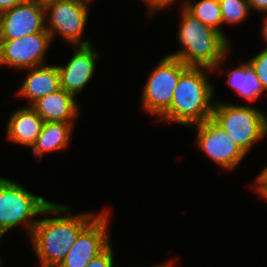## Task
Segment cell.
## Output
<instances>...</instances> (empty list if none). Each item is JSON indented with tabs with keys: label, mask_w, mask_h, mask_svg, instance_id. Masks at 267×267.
<instances>
[{
	"label": "cell",
	"mask_w": 267,
	"mask_h": 267,
	"mask_svg": "<svg viewBox=\"0 0 267 267\" xmlns=\"http://www.w3.org/2000/svg\"><path fill=\"white\" fill-rule=\"evenodd\" d=\"M255 191L261 195L262 198L267 200V185H254Z\"/></svg>",
	"instance_id": "484cf974"
},
{
	"label": "cell",
	"mask_w": 267,
	"mask_h": 267,
	"mask_svg": "<svg viewBox=\"0 0 267 267\" xmlns=\"http://www.w3.org/2000/svg\"><path fill=\"white\" fill-rule=\"evenodd\" d=\"M72 125V122H44L32 146L35 156L41 160L45 153L66 148L71 139Z\"/></svg>",
	"instance_id": "2e32d148"
},
{
	"label": "cell",
	"mask_w": 267,
	"mask_h": 267,
	"mask_svg": "<svg viewBox=\"0 0 267 267\" xmlns=\"http://www.w3.org/2000/svg\"><path fill=\"white\" fill-rule=\"evenodd\" d=\"M43 124V119L31 106L16 109L7 123V138L14 143L32 147Z\"/></svg>",
	"instance_id": "9a60e30c"
},
{
	"label": "cell",
	"mask_w": 267,
	"mask_h": 267,
	"mask_svg": "<svg viewBox=\"0 0 267 267\" xmlns=\"http://www.w3.org/2000/svg\"><path fill=\"white\" fill-rule=\"evenodd\" d=\"M248 62L262 83L264 91H267V47Z\"/></svg>",
	"instance_id": "ffe728a7"
},
{
	"label": "cell",
	"mask_w": 267,
	"mask_h": 267,
	"mask_svg": "<svg viewBox=\"0 0 267 267\" xmlns=\"http://www.w3.org/2000/svg\"><path fill=\"white\" fill-rule=\"evenodd\" d=\"M250 9L267 14V0H248Z\"/></svg>",
	"instance_id": "cb8c5ba5"
},
{
	"label": "cell",
	"mask_w": 267,
	"mask_h": 267,
	"mask_svg": "<svg viewBox=\"0 0 267 267\" xmlns=\"http://www.w3.org/2000/svg\"><path fill=\"white\" fill-rule=\"evenodd\" d=\"M75 100L72 94L60 88L35 101L31 107L44 122H72L79 108Z\"/></svg>",
	"instance_id": "4fadbf2b"
},
{
	"label": "cell",
	"mask_w": 267,
	"mask_h": 267,
	"mask_svg": "<svg viewBox=\"0 0 267 267\" xmlns=\"http://www.w3.org/2000/svg\"><path fill=\"white\" fill-rule=\"evenodd\" d=\"M52 202L34 195L19 183L0 177V241L14 226L25 224L31 234L38 215L51 214Z\"/></svg>",
	"instance_id": "277c9868"
},
{
	"label": "cell",
	"mask_w": 267,
	"mask_h": 267,
	"mask_svg": "<svg viewBox=\"0 0 267 267\" xmlns=\"http://www.w3.org/2000/svg\"><path fill=\"white\" fill-rule=\"evenodd\" d=\"M255 185H267V166L256 177Z\"/></svg>",
	"instance_id": "d4e9b609"
},
{
	"label": "cell",
	"mask_w": 267,
	"mask_h": 267,
	"mask_svg": "<svg viewBox=\"0 0 267 267\" xmlns=\"http://www.w3.org/2000/svg\"><path fill=\"white\" fill-rule=\"evenodd\" d=\"M28 77L18 90V95L31 106L40 98L60 89V74L57 65H41L29 68Z\"/></svg>",
	"instance_id": "5bb4252c"
},
{
	"label": "cell",
	"mask_w": 267,
	"mask_h": 267,
	"mask_svg": "<svg viewBox=\"0 0 267 267\" xmlns=\"http://www.w3.org/2000/svg\"><path fill=\"white\" fill-rule=\"evenodd\" d=\"M262 36L264 37V41H266L267 44V17L264 18V22L262 24ZM267 47V46H266Z\"/></svg>",
	"instance_id": "4316f807"
},
{
	"label": "cell",
	"mask_w": 267,
	"mask_h": 267,
	"mask_svg": "<svg viewBox=\"0 0 267 267\" xmlns=\"http://www.w3.org/2000/svg\"><path fill=\"white\" fill-rule=\"evenodd\" d=\"M113 250L109 244L100 254L94 257L86 267H114Z\"/></svg>",
	"instance_id": "44dd1931"
},
{
	"label": "cell",
	"mask_w": 267,
	"mask_h": 267,
	"mask_svg": "<svg viewBox=\"0 0 267 267\" xmlns=\"http://www.w3.org/2000/svg\"><path fill=\"white\" fill-rule=\"evenodd\" d=\"M197 126V144L216 164L234 170L246 155L228 133L212 118Z\"/></svg>",
	"instance_id": "9c48e42d"
},
{
	"label": "cell",
	"mask_w": 267,
	"mask_h": 267,
	"mask_svg": "<svg viewBox=\"0 0 267 267\" xmlns=\"http://www.w3.org/2000/svg\"><path fill=\"white\" fill-rule=\"evenodd\" d=\"M182 5L191 15L206 26L220 32L228 40L226 34L220 29V25L223 22L218 0H200L197 3L187 0Z\"/></svg>",
	"instance_id": "ac0fdd59"
},
{
	"label": "cell",
	"mask_w": 267,
	"mask_h": 267,
	"mask_svg": "<svg viewBox=\"0 0 267 267\" xmlns=\"http://www.w3.org/2000/svg\"><path fill=\"white\" fill-rule=\"evenodd\" d=\"M211 118L231 136L245 154L253 144L267 135V115L251 105L217 101Z\"/></svg>",
	"instance_id": "5b68a950"
},
{
	"label": "cell",
	"mask_w": 267,
	"mask_h": 267,
	"mask_svg": "<svg viewBox=\"0 0 267 267\" xmlns=\"http://www.w3.org/2000/svg\"><path fill=\"white\" fill-rule=\"evenodd\" d=\"M221 8L222 22L238 24L250 14L248 0H218Z\"/></svg>",
	"instance_id": "d6986e66"
},
{
	"label": "cell",
	"mask_w": 267,
	"mask_h": 267,
	"mask_svg": "<svg viewBox=\"0 0 267 267\" xmlns=\"http://www.w3.org/2000/svg\"><path fill=\"white\" fill-rule=\"evenodd\" d=\"M69 212L71 211L67 205L52 202V214L61 213L64 216L36 222L30 238L40 267H58L76 242L79 233L96 217L95 214L86 212L71 216Z\"/></svg>",
	"instance_id": "6da1fadb"
},
{
	"label": "cell",
	"mask_w": 267,
	"mask_h": 267,
	"mask_svg": "<svg viewBox=\"0 0 267 267\" xmlns=\"http://www.w3.org/2000/svg\"><path fill=\"white\" fill-rule=\"evenodd\" d=\"M51 41L46 29L20 39H0V64L18 70L44 65Z\"/></svg>",
	"instance_id": "ba28073f"
},
{
	"label": "cell",
	"mask_w": 267,
	"mask_h": 267,
	"mask_svg": "<svg viewBox=\"0 0 267 267\" xmlns=\"http://www.w3.org/2000/svg\"><path fill=\"white\" fill-rule=\"evenodd\" d=\"M227 78L226 83L249 102L256 101L264 91L262 83L248 61L231 70Z\"/></svg>",
	"instance_id": "e0dca14e"
},
{
	"label": "cell",
	"mask_w": 267,
	"mask_h": 267,
	"mask_svg": "<svg viewBox=\"0 0 267 267\" xmlns=\"http://www.w3.org/2000/svg\"><path fill=\"white\" fill-rule=\"evenodd\" d=\"M45 16V6L37 0H31L0 13V39H20L44 31Z\"/></svg>",
	"instance_id": "8fae6325"
},
{
	"label": "cell",
	"mask_w": 267,
	"mask_h": 267,
	"mask_svg": "<svg viewBox=\"0 0 267 267\" xmlns=\"http://www.w3.org/2000/svg\"><path fill=\"white\" fill-rule=\"evenodd\" d=\"M143 2L146 3L147 9L150 12L149 14H152L156 11L166 10L175 0H143Z\"/></svg>",
	"instance_id": "7402d4cb"
},
{
	"label": "cell",
	"mask_w": 267,
	"mask_h": 267,
	"mask_svg": "<svg viewBox=\"0 0 267 267\" xmlns=\"http://www.w3.org/2000/svg\"><path fill=\"white\" fill-rule=\"evenodd\" d=\"M108 212L102 211L79 233L58 267H86L110 244Z\"/></svg>",
	"instance_id": "30bf717a"
},
{
	"label": "cell",
	"mask_w": 267,
	"mask_h": 267,
	"mask_svg": "<svg viewBox=\"0 0 267 267\" xmlns=\"http://www.w3.org/2000/svg\"><path fill=\"white\" fill-rule=\"evenodd\" d=\"M205 67H188L179 77L170 107L159 121L176 122L191 126L200 124L212 116L214 86L203 72Z\"/></svg>",
	"instance_id": "7a4b0ae2"
},
{
	"label": "cell",
	"mask_w": 267,
	"mask_h": 267,
	"mask_svg": "<svg viewBox=\"0 0 267 267\" xmlns=\"http://www.w3.org/2000/svg\"><path fill=\"white\" fill-rule=\"evenodd\" d=\"M75 54L66 65H57L60 74V88L76 96L82 92L95 72L97 53L91 45L77 46Z\"/></svg>",
	"instance_id": "7c38bea8"
},
{
	"label": "cell",
	"mask_w": 267,
	"mask_h": 267,
	"mask_svg": "<svg viewBox=\"0 0 267 267\" xmlns=\"http://www.w3.org/2000/svg\"><path fill=\"white\" fill-rule=\"evenodd\" d=\"M187 68L180 59L166 55L145 84L141 99L144 111L159 118L170 107L178 79Z\"/></svg>",
	"instance_id": "8992f818"
},
{
	"label": "cell",
	"mask_w": 267,
	"mask_h": 267,
	"mask_svg": "<svg viewBox=\"0 0 267 267\" xmlns=\"http://www.w3.org/2000/svg\"><path fill=\"white\" fill-rule=\"evenodd\" d=\"M90 0H61L45 6L47 16L46 30L51 39L60 34L68 43L78 46L91 45L90 40H82V34L88 21V2Z\"/></svg>",
	"instance_id": "52a82bcc"
},
{
	"label": "cell",
	"mask_w": 267,
	"mask_h": 267,
	"mask_svg": "<svg viewBox=\"0 0 267 267\" xmlns=\"http://www.w3.org/2000/svg\"><path fill=\"white\" fill-rule=\"evenodd\" d=\"M31 0H0V13Z\"/></svg>",
	"instance_id": "603a6c76"
},
{
	"label": "cell",
	"mask_w": 267,
	"mask_h": 267,
	"mask_svg": "<svg viewBox=\"0 0 267 267\" xmlns=\"http://www.w3.org/2000/svg\"><path fill=\"white\" fill-rule=\"evenodd\" d=\"M154 267H173V263L172 262H166L165 264L163 265H159V266H154Z\"/></svg>",
	"instance_id": "f1b7e54d"
},
{
	"label": "cell",
	"mask_w": 267,
	"mask_h": 267,
	"mask_svg": "<svg viewBox=\"0 0 267 267\" xmlns=\"http://www.w3.org/2000/svg\"><path fill=\"white\" fill-rule=\"evenodd\" d=\"M41 5L46 6L50 3L61 1V0H37Z\"/></svg>",
	"instance_id": "83f0119b"
},
{
	"label": "cell",
	"mask_w": 267,
	"mask_h": 267,
	"mask_svg": "<svg viewBox=\"0 0 267 267\" xmlns=\"http://www.w3.org/2000/svg\"><path fill=\"white\" fill-rule=\"evenodd\" d=\"M181 20L177 36L183 47L168 56L180 59L188 67H205L213 71L221 69L220 66L230 50L229 40L203 24L183 6Z\"/></svg>",
	"instance_id": "3957f363"
}]
</instances>
